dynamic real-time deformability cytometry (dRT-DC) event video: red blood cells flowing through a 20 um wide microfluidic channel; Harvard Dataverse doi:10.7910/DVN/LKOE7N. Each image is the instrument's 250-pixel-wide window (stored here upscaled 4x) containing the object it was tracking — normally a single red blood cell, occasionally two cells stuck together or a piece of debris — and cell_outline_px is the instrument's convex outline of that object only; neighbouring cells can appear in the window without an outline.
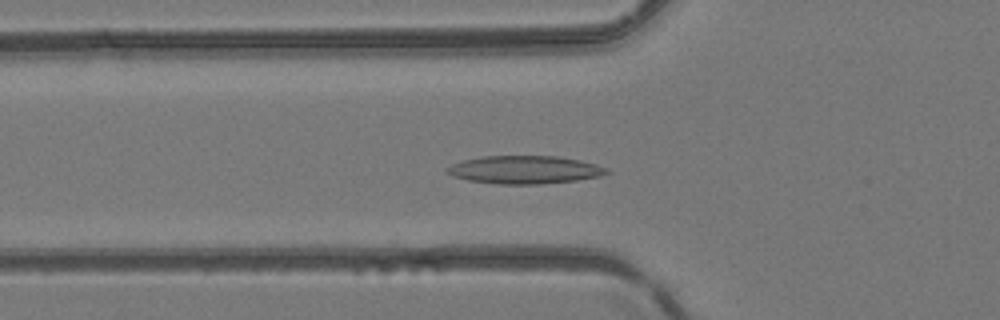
{"species": "common noctule bat (a hibernating species)", "species_latin": "Nyctalus noctula", "temperature_condition": "room temperature", "stored_images_in_passage": 49, "camera_frame_rate_fps": 3000, "um_per_image_px": 0.085, "animal": {"sex": "female", "body_mass_g": 24.6, "forearm_length_mm": 56.2}, "frame": {"image": 1, "passage_image": 17, "time_ms": 5.333, "image_size_px": [1000, 320], "cell_outline_px": [[612, 172], [600, 176], [576, 180], [540, 184], [500, 184], [468, 180], [452, 176], [444, 172], [444, 168], [452, 164], [464, 160], [484, 156], [556, 156], [580, 160], [596, 164], [608, 168]], "centroid_in_image_um": [44.59, 14.43], "position_along_channel_um": 81.2, "area_um2": 26.13}}
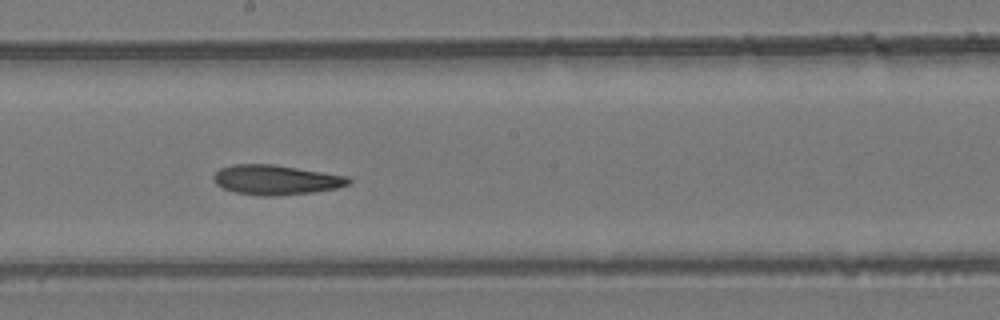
{"frame": {"image": 2, "passage_image": 27, "time_ms": 8.667, "image_size_px": [1000, 320], "cell_outline_px": [[352, 180], [348, 184], [336, 188], [312, 192], [276, 196], [260, 196], [236, 192], [224, 188], [216, 184], [212, 180], [212, 176], [220, 168], [232, 164], [272, 164], [348, 176]], "centroid_in_image_um": [23.42, 15.28], "position_along_channel_um": 224.8, "area_um2": 23.35}}
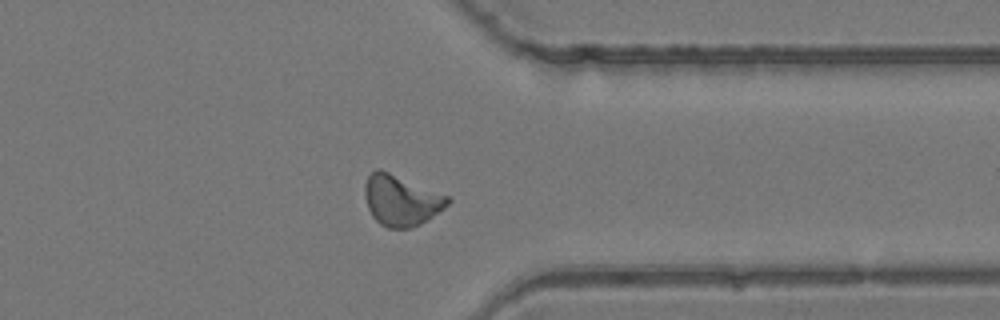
{"frame": {"image": 3, "passage_image": 38, "time_ms": 12.333, "image_size_px": [1000, 320], "cell_outline_px": [[452, 200], [444, 208], [420, 224], [412, 228], [388, 228], [380, 224], [372, 216], [368, 208], [364, 196], [364, 184], [368, 176], [376, 168], [380, 168], [448, 196]], "centroid_in_image_um": [34.06, 17.02], "position_along_channel_um": 377.3, "area_um2": 24.45}}